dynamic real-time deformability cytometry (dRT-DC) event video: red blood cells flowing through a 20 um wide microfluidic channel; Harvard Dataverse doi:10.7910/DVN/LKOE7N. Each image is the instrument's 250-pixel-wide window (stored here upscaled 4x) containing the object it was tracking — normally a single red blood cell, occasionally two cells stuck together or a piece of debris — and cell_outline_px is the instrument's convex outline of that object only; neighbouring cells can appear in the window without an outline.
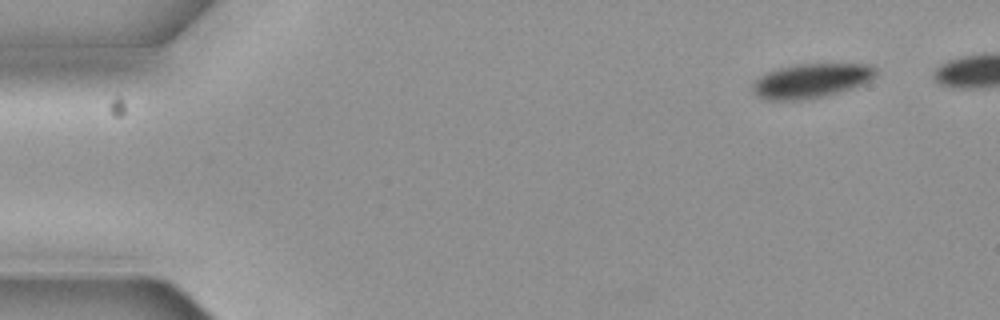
{"species": "common noctule bat (a hibernating species)", "species_latin": "Nyctalus noctula", "temperature_condition": "cold", "stored_images_in_passage": 4, "camera_frame_rate_fps": 3000, "um_per_image_px": 0.085, "animal": {"sex": "female", "body_mass_g": 19.3, "forearm_length_mm": 54.1}, "frame": {"image": 1, "passage_image": 1, "time_ms": 0.0, "image_size_px": [1000, 320], "cell_outline_px": [[880, 72], [876, 76], [852, 88], [840, 92], [808, 100], [764, 100], [756, 96], [752, 92], [752, 80], [768, 72], [780, 68], [796, 64], [872, 64]], "centroid_in_image_um": [68.92, 6.87], "position_along_channel_um": 16.1, "area_um2": 24.97}}